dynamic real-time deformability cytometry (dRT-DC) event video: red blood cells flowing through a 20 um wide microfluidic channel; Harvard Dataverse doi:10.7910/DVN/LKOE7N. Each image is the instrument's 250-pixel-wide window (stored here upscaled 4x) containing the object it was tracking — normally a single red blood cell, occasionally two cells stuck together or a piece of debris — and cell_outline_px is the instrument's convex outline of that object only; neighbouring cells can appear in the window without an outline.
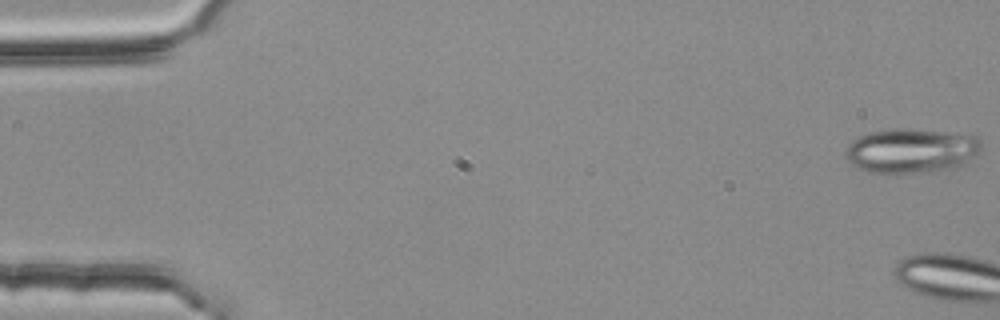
{"species": "common noctule bat (a hibernating species)", "species_latin": "Nyctalus noctula", "temperature_condition": "room temperature", "stored_images_in_passage": 4, "camera_frame_rate_fps": 3000, "um_per_image_px": 0.085, "animal": {"sex": "female", "body_mass_g": 25.1}, "frame": {"image": 1, "passage_image": 1, "time_ms": 0.0, "image_size_px": [1000, 320], "cell_outline_px": [[980, 152], [964, 164], [956, 168], [916, 172], [872, 172], [860, 168], [852, 164], [848, 160], [844, 152], [848, 144], [852, 140], [860, 136], [872, 132], [888, 128], [968, 132], [980, 136]], "centroid_in_image_um": [77.53, 12.77], "position_along_channel_um": 7.5, "area_um2": 35.43}}